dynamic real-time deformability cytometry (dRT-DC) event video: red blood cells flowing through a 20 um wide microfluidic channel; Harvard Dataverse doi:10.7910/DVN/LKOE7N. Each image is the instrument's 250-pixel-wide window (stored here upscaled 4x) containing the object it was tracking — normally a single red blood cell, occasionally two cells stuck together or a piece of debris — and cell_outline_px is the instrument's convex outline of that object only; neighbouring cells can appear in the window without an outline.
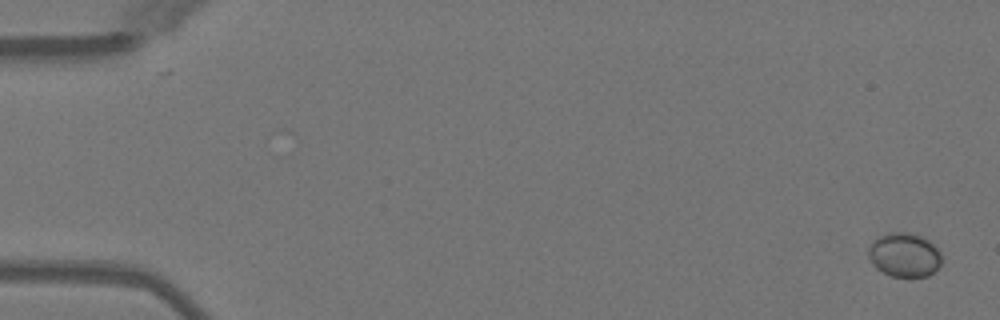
{"species": "Egyptian fruit bat (a non-hibernating species)", "species_latin": "Rousettus aegyptiacus", "temperature_condition": "warm", "stored_images_in_passage": 51, "camera_frame_rate_fps": 3000, "um_per_image_px": 0.085, "animal": {"sex": "female"}, "frame": {"image": 1, "passage_image": 1, "time_ms": 0.0, "image_size_px": [1000, 320], "cell_outline_px": [[940, 264], [928, 276], [912, 280], [888, 276], [880, 272], [872, 264], [868, 256], [868, 248], [872, 240], [888, 232], [908, 232], [924, 236], [940, 252]], "centroid_in_image_um": [76.83, 21.71], "position_along_channel_um": 8.2, "area_um2": 19.48}}
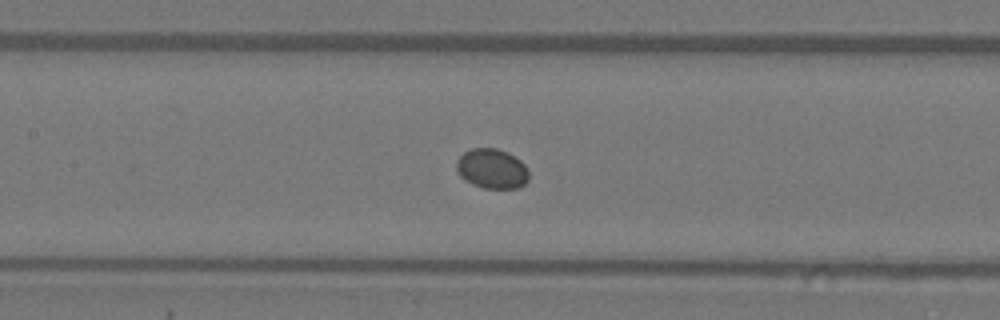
{"frame": {"image": 2, "passage_image": 24, "time_ms": 7.667, "image_size_px": [1000, 320], "cell_outline_px": [[528, 180], [520, 188], [484, 188], [472, 184], [464, 180], [456, 172], [456, 160], [464, 152], [472, 148], [496, 148], [508, 152], [520, 160], [528, 168]], "centroid_in_image_um": [41.8, 14.34], "position_along_channel_um": 165.6, "area_um2": 16.99}}
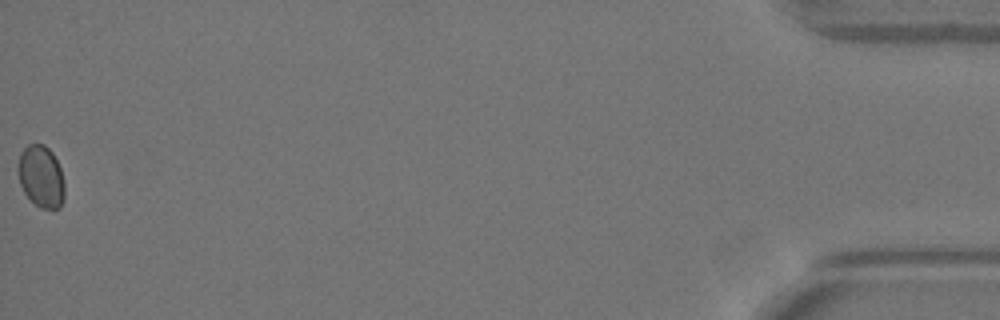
{"frame": {"image": 3, "passage_image": 51, "time_ms": 16.667, "image_size_px": [1000, 320], "cell_outline_px": [[64, 200], [60, 208], [40, 208], [24, 192], [20, 184], [16, 168], [20, 152], [28, 144], [44, 144], [52, 152], [60, 168], [64, 184]], "centroid_in_image_um": [3.47, 14.99], "position_along_channel_um": 431.7, "area_um2": 16.88}, "authors_computed_cell_mechanics": {"area_um2": 16.9932, "velocity_mm_per_s": 4.0293, "shape_relaxation_time_tau1_ms": 0.0431, "shape_relaxation_time_tau2_ms": null, "deformation_change_tau1": 0.0063, "deformation_change_tau2": null}}